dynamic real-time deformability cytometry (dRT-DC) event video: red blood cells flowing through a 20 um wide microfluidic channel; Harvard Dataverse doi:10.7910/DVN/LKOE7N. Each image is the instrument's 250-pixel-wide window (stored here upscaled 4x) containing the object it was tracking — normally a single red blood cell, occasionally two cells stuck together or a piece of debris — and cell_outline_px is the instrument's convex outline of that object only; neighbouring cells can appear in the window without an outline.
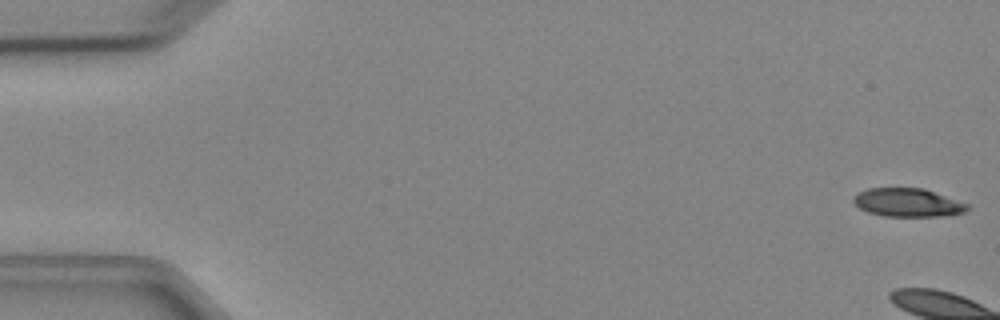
{"species": "Egyptian fruit bat (a non-hibernating species)", "species_latin": "Rousettus aegyptiacus", "temperature_condition": "cold", "stored_images_in_passage": 8, "camera_frame_rate_fps": 3000, "um_per_image_px": 0.085, "animal": {"sex": "female"}, "frame": {"image": 1, "passage_image": 1, "time_ms": 0.0, "image_size_px": [1000, 320], "cell_outline_px": [[972, 208], [964, 212], [948, 216], [884, 216], [868, 212], [860, 208], [852, 200], [852, 196], [868, 188], [924, 188], [968, 204]], "centroid_in_image_um": [77.18, 17.22], "position_along_channel_um": 7.8, "area_um2": 18.9}}
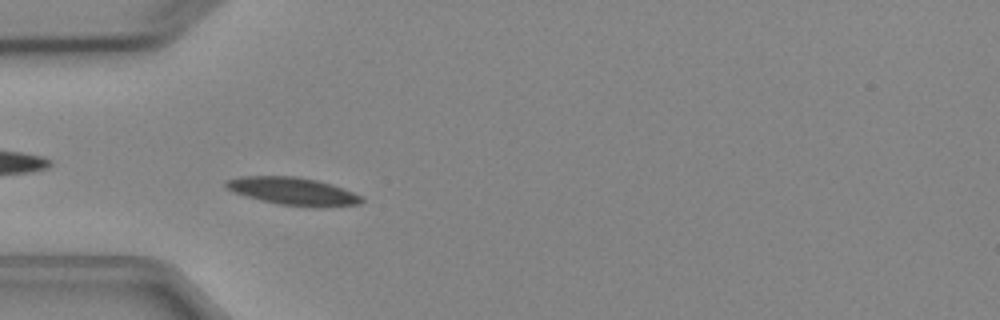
{"frame": {"image": 2, "passage_image": 6, "time_ms": 5.667, "image_size_px": [1000, 320], "cell_outline_px": [[364, 200], [360, 204], [320, 208], [312, 208], [280, 204], [260, 200], [244, 196], [228, 188], [224, 184], [224, 180], [240, 176], [296, 176], [316, 180], [332, 184], [352, 192], [360, 196]], "centroid_in_image_um": [24.91, 16.26], "position_along_channel_um": 60.1, "area_um2": 22.02}}